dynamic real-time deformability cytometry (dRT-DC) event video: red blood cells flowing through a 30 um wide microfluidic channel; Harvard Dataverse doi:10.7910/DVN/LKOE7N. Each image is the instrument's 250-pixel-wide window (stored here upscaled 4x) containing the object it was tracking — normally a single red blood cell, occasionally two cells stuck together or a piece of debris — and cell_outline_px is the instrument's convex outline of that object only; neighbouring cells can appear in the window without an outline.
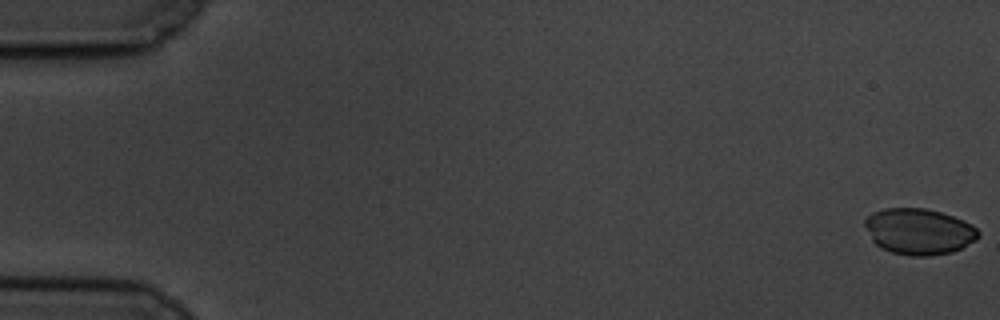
{"species": "common noctule bat (a hibernating species)", "species_latin": "Nyctalus noctula", "temperature_condition": "cold", "stored_images_in_passage": 58, "camera_frame_rate_fps": 3000, "um_per_image_px": 0.085, "animal": {"sex": "male", "body_mass_g": 19.5, "forearm_length_mm": 54.6}, "frame": {"image": 1, "passage_image": 1, "time_ms": 0.0, "image_size_px": [1000, 320], "cell_outline_px": [[980, 236], [976, 240], [952, 252], [928, 256], [908, 256], [892, 252], [880, 248], [872, 240], [864, 224], [864, 220], [872, 212], [884, 208], [924, 208], [940, 212], [964, 220], [972, 224], [980, 232]], "centroid_in_image_um": [78.1, 19.67], "position_along_channel_um": 6.9, "area_um2": 30.58}}
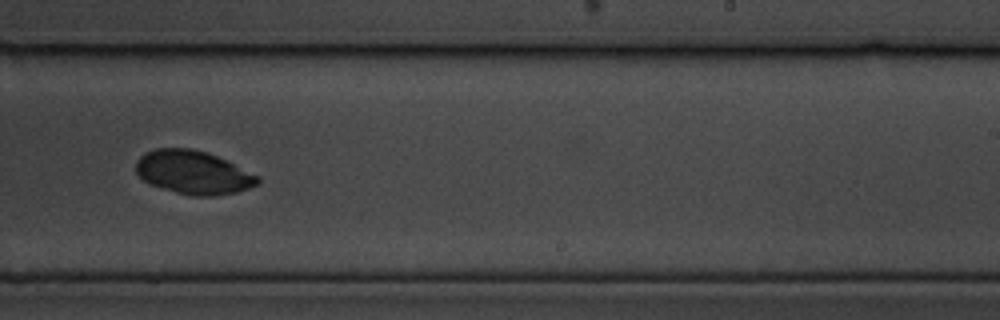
{"frame": {"image": 2, "passage_image": 37, "time_ms": 12.0, "image_size_px": [1000, 320], "cell_outline_px": [[260, 184], [236, 192], [212, 196], [192, 196], [176, 192], [148, 184], [136, 172], [136, 160], [144, 152], [156, 148], [192, 148], [208, 152], [260, 176]], "centroid_in_image_um": [16.42, 14.65], "position_along_channel_um": 272.6, "area_um2": 30.98}}
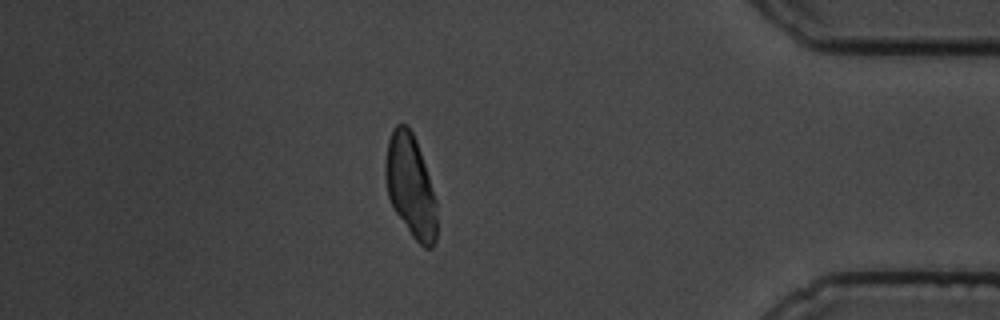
{"frame": {"image": 3, "passage_image": 51, "time_ms": 16.667, "image_size_px": [1000, 320], "cell_outline_px": [[436, 240], [432, 248], [424, 248], [412, 236], [396, 212], [388, 196], [384, 172], [384, 164], [388, 140], [392, 128], [396, 124], [408, 124], [416, 140], [436, 200]], "centroid_in_image_um": [34.88, 15.79], "position_along_channel_um": 400.3, "area_um2": 30.52}}